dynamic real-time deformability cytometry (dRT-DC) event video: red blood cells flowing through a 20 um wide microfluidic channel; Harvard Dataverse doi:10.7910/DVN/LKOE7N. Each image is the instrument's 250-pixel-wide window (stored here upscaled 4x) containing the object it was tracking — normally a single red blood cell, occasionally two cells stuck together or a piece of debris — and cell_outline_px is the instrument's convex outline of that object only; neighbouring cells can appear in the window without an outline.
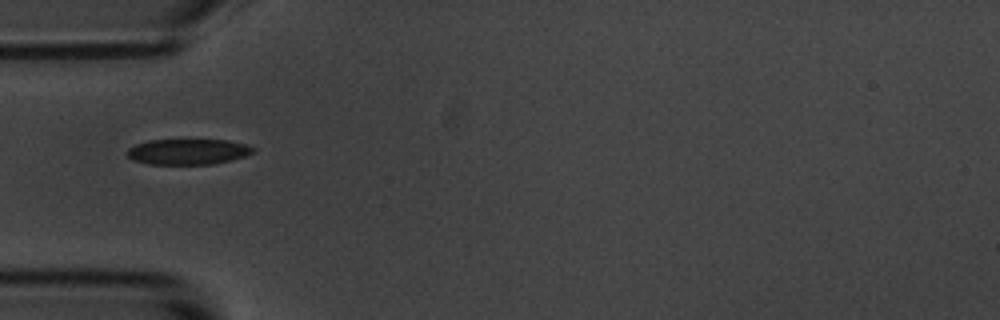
{"species": "common noctule bat (a hibernating species)", "species_latin": "Nyctalus noctula", "temperature_condition": "room temperature", "stored_images_in_passage": 11, "camera_frame_rate_fps": 3000, "um_per_image_px": 0.085, "animal": {"sex": "male", "body_mass_g": 20.1, "forearm_length_mm": 53.5}, "frame": {"image": 1, "passage_image": 1, "time_ms": 0.0, "image_size_px": [1000, 320], "cell_outline_px": [[256, 148], [252, 152], [244, 156], [212, 164], [148, 164], [132, 160], [128, 156], [128, 148], [136, 144], [148, 140], [228, 140], [248, 144]], "centroid_in_image_um": [15.97, 12.89], "position_along_channel_um": 69.0, "area_um2": 18.73}}
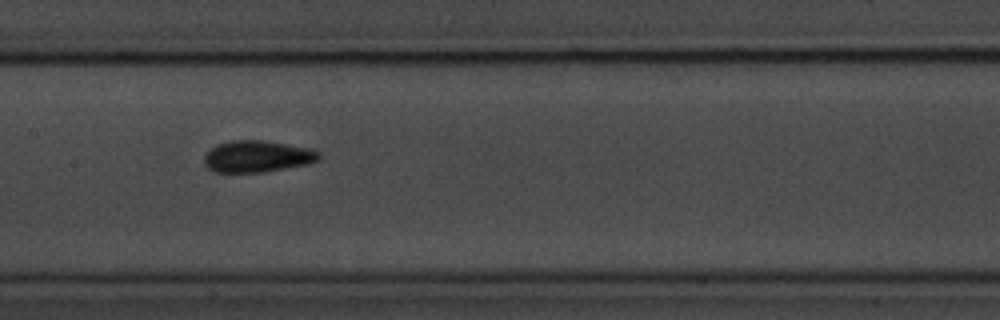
{"frame": {"image": 2, "passage_image": 4, "time_ms": 3.333, "image_size_px": [1000, 320], "cell_outline_px": [[320, 160], [308, 164], [264, 172], [212, 172], [204, 164], [204, 156], [216, 144], [232, 140], [264, 140], [316, 148], [320, 152]], "centroid_in_image_um": [21.92, 13.28], "position_along_channel_um": 185.5, "area_um2": 21.56}}
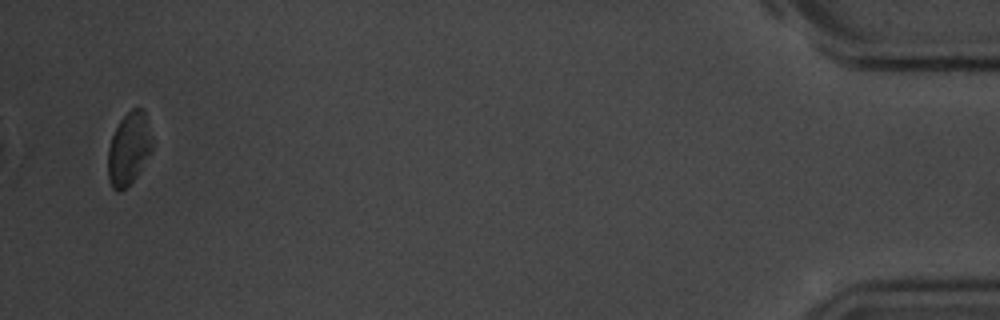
{"frame": {"image": 3, "passage_image": 11, "time_ms": 12.667, "image_size_px": [1000, 320], "cell_outline_px": [[152, 148], [136, 176], [120, 192], [116, 192], [112, 188], [108, 180], [108, 148], [112, 136], [120, 120], [132, 108], [144, 108], [152, 140]], "centroid_in_image_um": [10.93, 12.63], "position_along_channel_um": 424.3, "area_um2": 18.44}, "authors_computed_cell_mechanics": {"area_um2": 19.941, "velocity_mm_per_s": 3.4649, "shape_relaxation_time_tau1_ms": 1.7256, "shape_relaxation_time_tau2_ms": 2.8625, "deformation_change_tau1": 0.0657, "deformation_change_tau2": 0.0446}}